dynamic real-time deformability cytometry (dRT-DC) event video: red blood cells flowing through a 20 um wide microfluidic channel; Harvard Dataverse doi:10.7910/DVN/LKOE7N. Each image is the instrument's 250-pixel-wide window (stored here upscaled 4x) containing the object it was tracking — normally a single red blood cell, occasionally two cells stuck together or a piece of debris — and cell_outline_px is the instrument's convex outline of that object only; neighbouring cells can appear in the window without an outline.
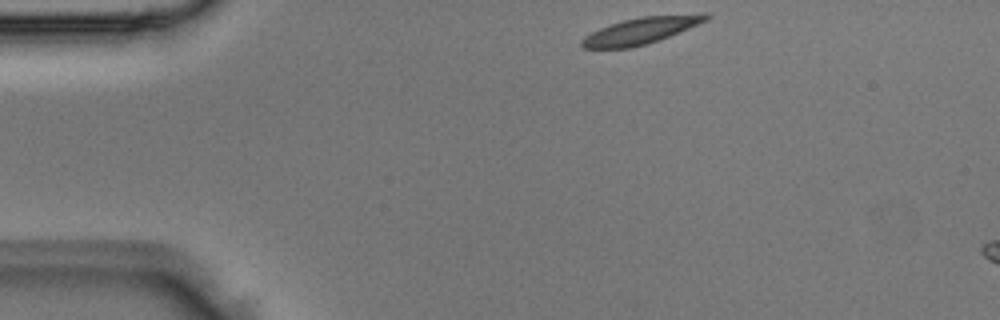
{"species": "Egyptian fruit bat (a non-hibernating species)", "species_latin": "Rousettus aegyptiacus", "temperature_condition": "room temperature", "stored_images_in_passage": 3, "segment_of_instrument_passage": [1, 2], "camera_frame_rate_fps": 3000, "um_per_image_px": 0.085, "animal": {"sex": "male"}, "frame": {"image": 1, "passage_image": 1, "time_ms": 0.0, "image_size_px": [1000, 320], "cell_outline_px": [[712, 16], [708, 20], [648, 44], [628, 48], [584, 48], [580, 44], [580, 40], [584, 36], [600, 28], [624, 20], [644, 16], [704, 12]], "centroid_in_image_um": [54.52, 2.59], "position_along_channel_um": 30.5, "area_um2": 19.19}}